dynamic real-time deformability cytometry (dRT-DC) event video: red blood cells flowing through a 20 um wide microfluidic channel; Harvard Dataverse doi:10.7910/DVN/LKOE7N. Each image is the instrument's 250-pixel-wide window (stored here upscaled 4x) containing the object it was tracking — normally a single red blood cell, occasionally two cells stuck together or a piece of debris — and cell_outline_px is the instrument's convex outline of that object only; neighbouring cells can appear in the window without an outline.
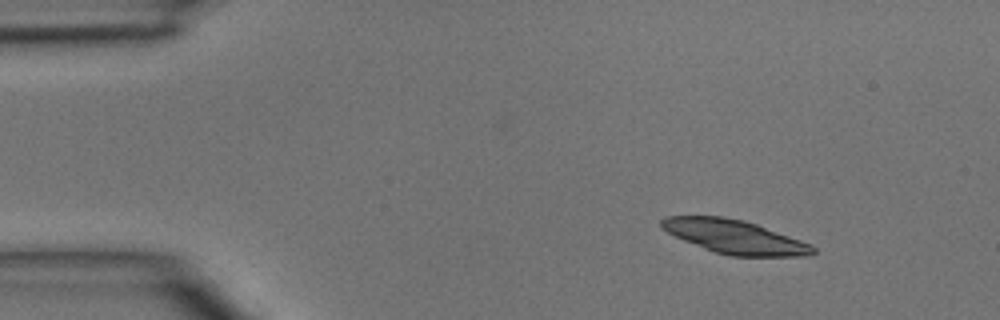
{"species": "common noctule bat (a hibernating species)", "species_latin": "Nyctalus noctula", "temperature_condition": "room temperature", "stored_images_in_passage": 42, "camera_frame_rate_fps": 3000, "um_per_image_px": 0.085, "animal": {"sex": "male", "body_mass_g": 15.6}, "frame": {"image": 1, "passage_image": 1, "time_ms": 0.0, "image_size_px": [1000, 320], "cell_outline_px": [[816, 252], [808, 256], [732, 256], [716, 252], [704, 248], [684, 240], [660, 228], [660, 220], [664, 216], [724, 216], [744, 220], [756, 224], [812, 244], [816, 248]], "centroid_in_image_um": [62.45, 20.12], "position_along_channel_um": 22.5, "area_um2": 29.65}}